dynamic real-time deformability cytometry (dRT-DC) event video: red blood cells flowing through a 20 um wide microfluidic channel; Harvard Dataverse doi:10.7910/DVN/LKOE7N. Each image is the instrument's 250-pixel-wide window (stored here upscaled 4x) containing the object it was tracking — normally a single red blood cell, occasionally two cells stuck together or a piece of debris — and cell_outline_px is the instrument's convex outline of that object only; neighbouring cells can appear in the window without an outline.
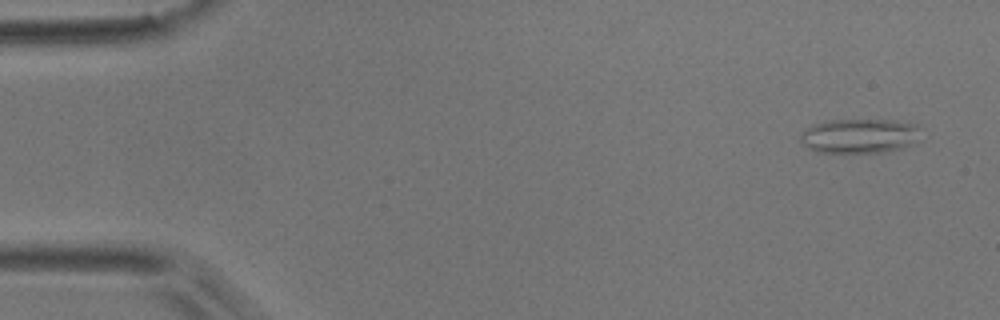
{"species": "common noctule bat (a hibernating species)", "species_latin": "Nyctalus noctula", "temperature_condition": "room temperature", "stored_images_in_passage": 4, "camera_frame_rate_fps": 3000, "um_per_image_px": 0.085, "animal": {"sex": "male", "body_mass_g": 17.9}, "frame": {"image": 1, "passage_image": 1, "time_ms": 0.0, "image_size_px": [1000, 320], "cell_outline_px": [[920, 136], [912, 144], [904, 148], [884, 152], [816, 152], [808, 148], [800, 140], [800, 136], [808, 128], [816, 124], [828, 120], [896, 120], [920, 124]], "centroid_in_image_um": [73.14, 11.55], "position_along_channel_um": 11.9, "area_um2": 24.28}}
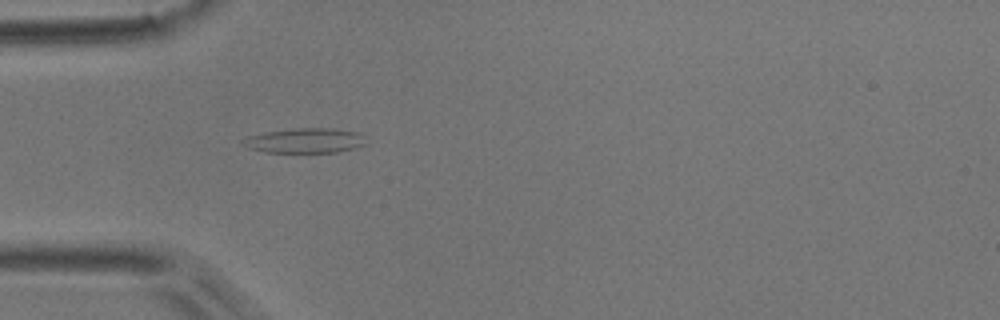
{"frame": {"image": 2, "passage_image": 4, "time_ms": 4.333, "image_size_px": [1000, 320], "cell_outline_px": [[368, 144], [356, 148], [336, 152], [264, 152], [248, 148], [240, 140], [248, 136], [264, 132], [296, 128], [332, 128], [360, 132], [364, 136]], "centroid_in_image_um": [25.97, 11.94], "position_along_channel_um": 59.0, "area_um2": 18.03}}